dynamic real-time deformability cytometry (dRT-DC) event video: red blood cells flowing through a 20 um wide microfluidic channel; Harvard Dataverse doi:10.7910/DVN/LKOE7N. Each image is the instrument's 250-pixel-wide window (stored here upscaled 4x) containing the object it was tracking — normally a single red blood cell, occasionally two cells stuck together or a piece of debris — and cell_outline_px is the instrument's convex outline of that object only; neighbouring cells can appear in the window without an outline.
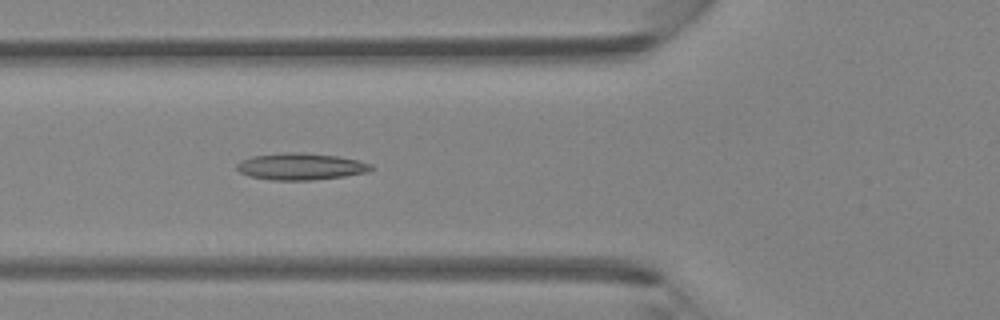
{"species": "Egyptian fruit bat (a non-hibernating species)", "species_latin": "Rousettus aegyptiacus", "temperature_condition": "room temperature", "stored_images_in_passage": 44, "camera_frame_rate_fps": 3000, "um_per_image_px": 0.085, "animal": {"sex": "female"}, "frame": {"image": 1, "passage_image": 16, "time_ms": 5.0, "image_size_px": [1000, 320], "cell_outline_px": [[372, 168], [368, 172], [344, 176], [312, 180], [272, 180], [248, 176], [240, 172], [236, 168], [236, 164], [252, 156], [284, 152], [300, 152], [336, 156], [360, 160], [372, 164]], "centroid_in_image_um": [25.57, 14.15], "position_along_channel_um": 100.2, "area_um2": 20.92}}
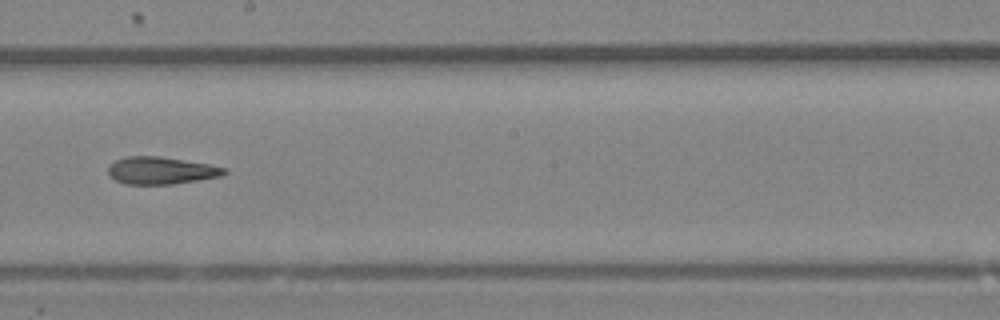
{"frame": {"image": 2, "passage_image": 25, "time_ms": 8.0, "image_size_px": [1000, 320], "cell_outline_px": [[228, 172], [220, 176], [172, 184], [124, 184], [108, 176], [108, 164], [124, 156], [160, 156], [208, 164], [228, 168]], "centroid_in_image_um": [13.65, 14.49], "position_along_channel_um": 234.6, "area_um2": 18.55}}
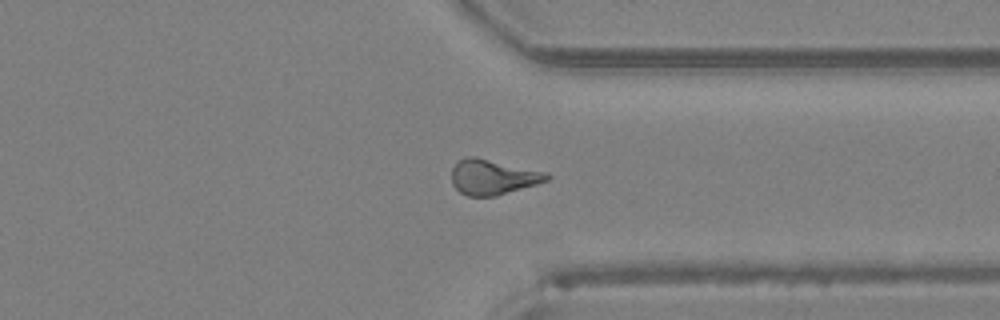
{"frame": {"image": 3, "passage_image": 34, "time_ms": 11.0, "image_size_px": [1000, 320], "cell_outline_px": [[552, 176], [548, 180], [536, 184], [496, 196], [468, 196], [460, 192], [452, 184], [452, 168], [464, 156], [476, 156], [548, 172]], "centroid_in_image_um": [41.91, 15.03], "position_along_channel_um": 369.5, "area_um2": 19.65}}